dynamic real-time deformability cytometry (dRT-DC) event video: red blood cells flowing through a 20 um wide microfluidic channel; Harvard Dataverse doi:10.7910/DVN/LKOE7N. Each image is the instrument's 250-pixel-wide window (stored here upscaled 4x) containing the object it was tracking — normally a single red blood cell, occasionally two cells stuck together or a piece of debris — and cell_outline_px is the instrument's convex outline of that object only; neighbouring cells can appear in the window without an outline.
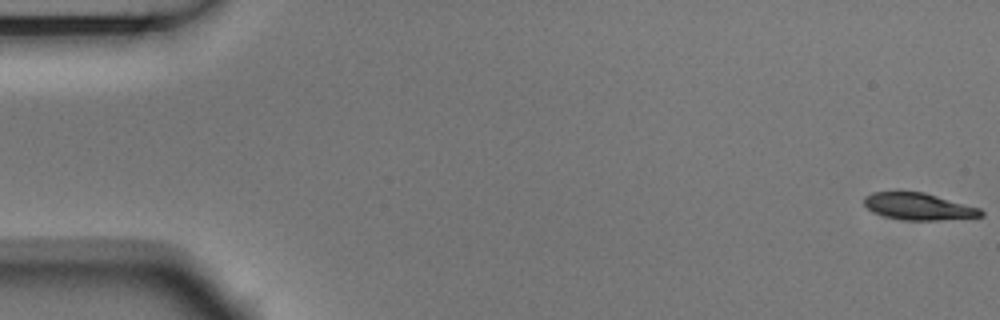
{"species": "Egyptian fruit bat (a non-hibernating species)", "species_latin": "Rousettus aegyptiacus", "temperature_condition": "room temperature", "stored_images_in_passage": 54, "camera_frame_rate_fps": 3000, "um_per_image_px": 0.085, "animal": {"sex": "male"}, "frame": {"image": 1, "passage_image": 1, "time_ms": 0.0, "image_size_px": [1000, 320], "cell_outline_px": [[984, 216], [940, 220], [900, 220], [884, 216], [872, 212], [864, 204], [864, 196], [872, 192], [896, 188], [924, 192], [980, 208], [984, 212]], "centroid_in_image_um": [78.0, 17.5], "position_along_channel_um": 7.0, "area_um2": 19.07}}
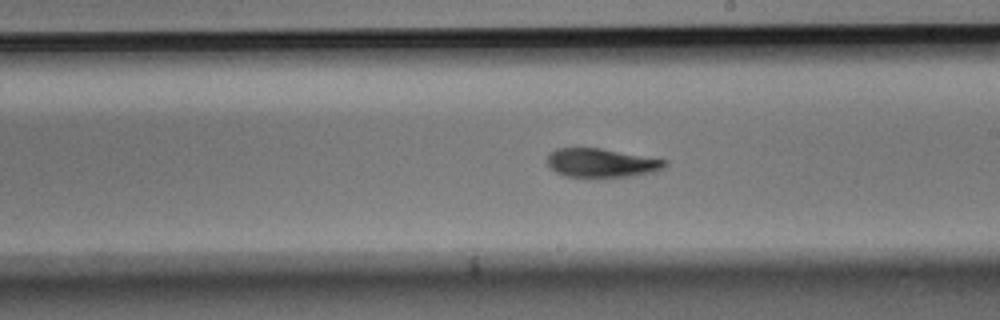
{"frame": {"image": 2, "passage_image": 31, "time_ms": 10.0, "image_size_px": [1000, 320], "cell_outline_px": [[668, 164], [664, 168], [656, 172], [636, 176], [564, 176], [556, 172], [548, 164], [548, 152], [556, 148], [600, 148], [668, 160]], "centroid_in_image_um": [51.17, 13.83], "position_along_channel_um": 237.8, "area_um2": 19.71}}
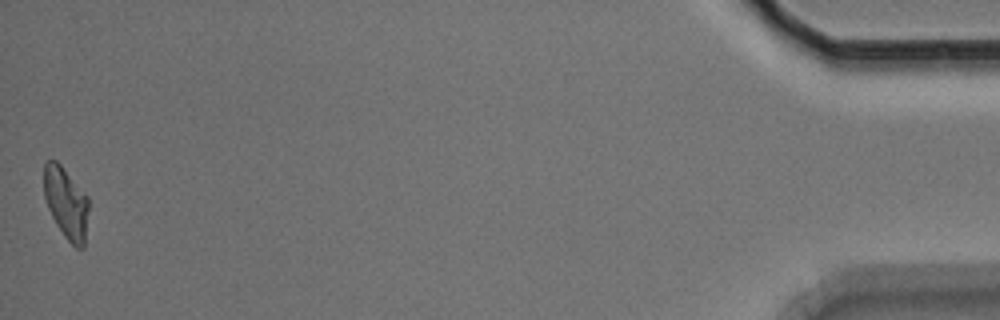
{"frame": {"image": 3, "passage_image": 54, "time_ms": 17.667, "image_size_px": [1000, 320], "cell_outline_px": [[88, 208], [84, 248], [76, 248], [64, 236], [56, 224], [48, 208], [44, 196], [44, 164], [48, 160], [56, 160], [60, 164], [88, 196]], "centroid_in_image_um": [5.61, 17.25], "position_along_channel_um": 429.6, "area_um2": 18.5}, "authors_computed_cell_mechanics": {"area_um2": 19.9699, "velocity_mm_per_s": 3.7401, "shape_relaxation_time_tau1_ms": 6.3735, "shape_relaxation_time_tau2_ms": 4.7231, "deformation_change_tau1": 0.1945, "deformation_change_tau2": 0.1121}}